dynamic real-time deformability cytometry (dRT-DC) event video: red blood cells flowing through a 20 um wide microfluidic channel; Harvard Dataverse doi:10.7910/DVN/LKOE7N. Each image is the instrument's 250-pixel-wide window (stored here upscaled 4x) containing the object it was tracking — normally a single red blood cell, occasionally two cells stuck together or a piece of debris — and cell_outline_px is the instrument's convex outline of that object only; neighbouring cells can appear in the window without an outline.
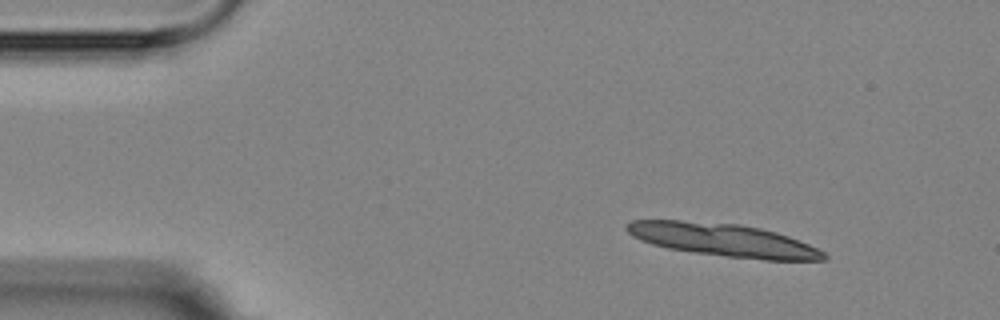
{"species": "Egyptian fruit bat (a non-hibernating species)", "species_latin": "Rousettus aegyptiacus", "temperature_condition": "room temperature", "stored_images_in_passage": 7, "camera_frame_rate_fps": 3000, "um_per_image_px": 0.085, "animal": {"sex": "female"}, "frame": {"image": 1, "passage_image": 1, "time_ms": 0.0, "image_size_px": [1000, 320], "cell_outline_px": [[828, 260], [764, 260], [692, 252], [668, 248], [652, 244], [640, 240], [632, 236], [624, 228], [624, 224], [632, 220], [680, 220], [736, 224], [760, 228], [776, 232], [788, 236], [808, 244], [824, 252], [828, 256]], "centroid_in_image_um": [61.45, 20.39], "position_along_channel_um": 23.6, "area_um2": 37.63}}
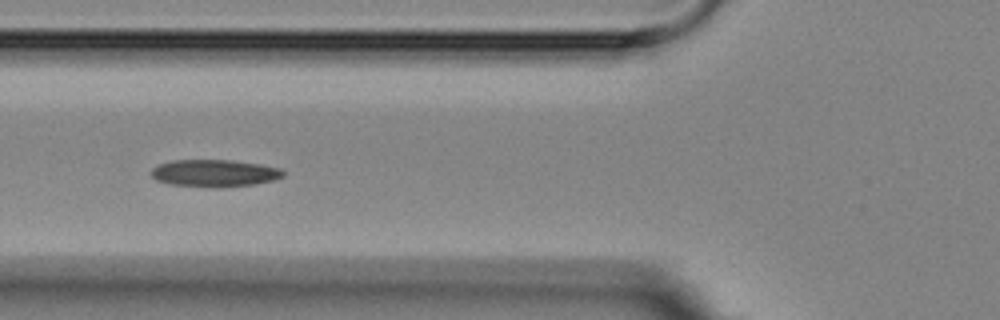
{"frame": {"image": 2, "passage_image": 5, "time_ms": 4.667, "image_size_px": [1000, 320], "cell_outline_px": [[284, 176], [272, 180], [256, 184], [216, 188], [212, 188], [172, 184], [156, 180], [152, 176], [152, 168], [160, 164], [172, 160], [232, 160], [260, 164], [280, 168], [284, 172]], "centroid_in_image_um": [18.24, 14.72], "position_along_channel_um": 107.6, "area_um2": 20.92}}
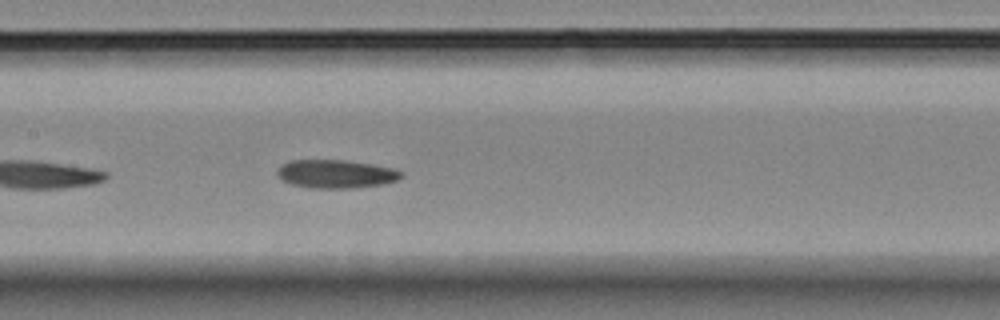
{"frame": {"image": 3, "passage_image": 7, "time_ms": 6.667, "image_size_px": [1000, 320], "cell_outline_px": [[404, 176], [396, 180], [384, 184], [352, 188], [308, 188], [292, 184], [280, 180], [276, 172], [280, 164], [292, 160], [344, 160], [372, 164], [392, 168], [404, 172]], "centroid_in_image_um": [28.53, 14.78], "position_along_channel_um": 178.9, "area_um2": 20.69}}